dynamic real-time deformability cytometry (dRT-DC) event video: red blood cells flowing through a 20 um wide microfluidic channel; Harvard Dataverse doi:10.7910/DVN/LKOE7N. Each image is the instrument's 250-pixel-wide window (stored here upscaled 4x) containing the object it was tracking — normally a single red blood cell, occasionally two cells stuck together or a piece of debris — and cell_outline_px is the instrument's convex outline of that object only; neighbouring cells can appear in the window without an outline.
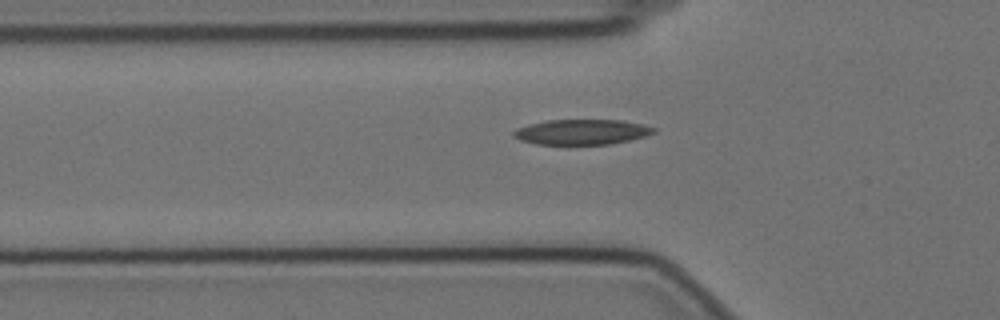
{"species": "Egyptian fruit bat (a non-hibernating species)", "species_latin": "Rousettus aegyptiacus", "temperature_condition": "cold", "stored_images_in_passage": 39, "camera_frame_rate_fps": 3000, "um_per_image_px": 0.085, "animal": {"sex": "female"}, "frame": {"image": 1, "passage_image": 6, "time_ms": 1.667, "image_size_px": [1000, 320], "cell_outline_px": [[656, 132], [644, 136], [628, 140], [608, 144], [536, 144], [520, 140], [512, 136], [512, 132], [516, 128], [528, 124], [548, 120], [624, 120], [644, 124], [656, 128]], "centroid_in_image_um": [49.43, 11.21], "position_along_channel_um": 76.4, "area_um2": 20.63}}
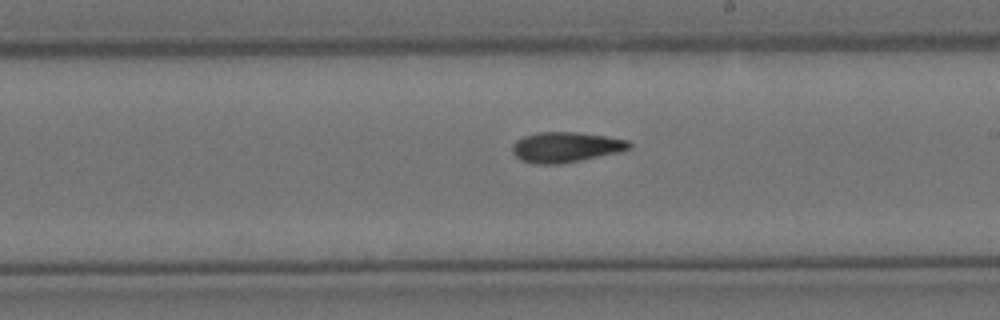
{"frame": {"image": 2, "passage_image": 20, "time_ms": 6.333, "image_size_px": [1000, 320], "cell_outline_px": [[632, 148], [616, 152], [580, 160], [560, 164], [536, 164], [520, 160], [512, 152], [512, 144], [516, 140], [524, 136], [536, 132], [576, 132], [604, 136], [628, 140], [632, 144]], "centroid_in_image_um": [48.04, 12.5], "position_along_channel_um": 241.0, "area_um2": 20.52}}
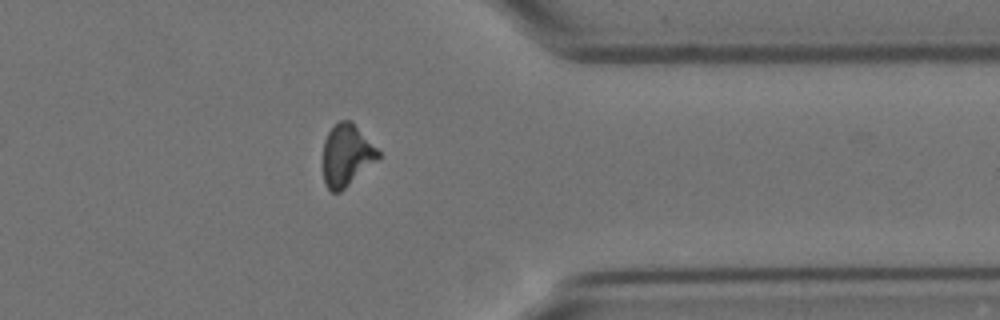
{"frame": {"image": 3, "passage_image": 33, "time_ms": 10.667, "image_size_px": [1000, 320], "cell_outline_px": [[380, 156], [376, 160], [340, 192], [332, 192], [324, 184], [324, 140], [328, 132], [340, 120], [352, 120], [380, 152]], "centroid_in_image_um": [29.45, 13.17], "position_along_channel_um": 381.9, "area_um2": 19.54}}